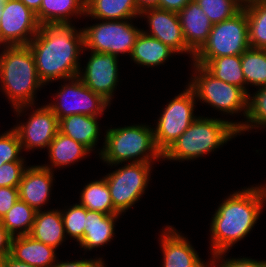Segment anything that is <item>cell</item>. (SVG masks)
Here are the masks:
<instances>
[{
	"instance_id": "ac0fdd59",
	"label": "cell",
	"mask_w": 266,
	"mask_h": 267,
	"mask_svg": "<svg viewBox=\"0 0 266 267\" xmlns=\"http://www.w3.org/2000/svg\"><path fill=\"white\" fill-rule=\"evenodd\" d=\"M187 46L196 53L207 41L213 24L195 0L178 13Z\"/></svg>"
},
{
	"instance_id": "603a6c76",
	"label": "cell",
	"mask_w": 266,
	"mask_h": 267,
	"mask_svg": "<svg viewBox=\"0 0 266 267\" xmlns=\"http://www.w3.org/2000/svg\"><path fill=\"white\" fill-rule=\"evenodd\" d=\"M85 3L86 0H42L36 17L40 25L71 24L72 16H85Z\"/></svg>"
},
{
	"instance_id": "d590c367",
	"label": "cell",
	"mask_w": 266,
	"mask_h": 267,
	"mask_svg": "<svg viewBox=\"0 0 266 267\" xmlns=\"http://www.w3.org/2000/svg\"><path fill=\"white\" fill-rule=\"evenodd\" d=\"M25 161L4 163L0 166V187L18 188L27 166Z\"/></svg>"
},
{
	"instance_id": "836d02e7",
	"label": "cell",
	"mask_w": 266,
	"mask_h": 267,
	"mask_svg": "<svg viewBox=\"0 0 266 267\" xmlns=\"http://www.w3.org/2000/svg\"><path fill=\"white\" fill-rule=\"evenodd\" d=\"M65 235L72 237L78 243L84 237L86 227V208L79 203L61 210Z\"/></svg>"
},
{
	"instance_id": "7a4b0ae2",
	"label": "cell",
	"mask_w": 266,
	"mask_h": 267,
	"mask_svg": "<svg viewBox=\"0 0 266 267\" xmlns=\"http://www.w3.org/2000/svg\"><path fill=\"white\" fill-rule=\"evenodd\" d=\"M266 202L264 185L234 191L218 206L210 225L211 256L227 253L257 223Z\"/></svg>"
},
{
	"instance_id": "74e56055",
	"label": "cell",
	"mask_w": 266,
	"mask_h": 267,
	"mask_svg": "<svg viewBox=\"0 0 266 267\" xmlns=\"http://www.w3.org/2000/svg\"><path fill=\"white\" fill-rule=\"evenodd\" d=\"M19 199L18 188L0 187V220Z\"/></svg>"
},
{
	"instance_id": "7402d4cb",
	"label": "cell",
	"mask_w": 266,
	"mask_h": 267,
	"mask_svg": "<svg viewBox=\"0 0 266 267\" xmlns=\"http://www.w3.org/2000/svg\"><path fill=\"white\" fill-rule=\"evenodd\" d=\"M29 235L33 239L57 249L66 238L61 210L36 211Z\"/></svg>"
},
{
	"instance_id": "2e32d148",
	"label": "cell",
	"mask_w": 266,
	"mask_h": 267,
	"mask_svg": "<svg viewBox=\"0 0 266 267\" xmlns=\"http://www.w3.org/2000/svg\"><path fill=\"white\" fill-rule=\"evenodd\" d=\"M53 172L42 165L28 166L18 186L19 199L35 211L42 210L51 195Z\"/></svg>"
},
{
	"instance_id": "ab89813d",
	"label": "cell",
	"mask_w": 266,
	"mask_h": 267,
	"mask_svg": "<svg viewBox=\"0 0 266 267\" xmlns=\"http://www.w3.org/2000/svg\"><path fill=\"white\" fill-rule=\"evenodd\" d=\"M12 237L0 221V256L10 255Z\"/></svg>"
},
{
	"instance_id": "e575fe53",
	"label": "cell",
	"mask_w": 266,
	"mask_h": 267,
	"mask_svg": "<svg viewBox=\"0 0 266 267\" xmlns=\"http://www.w3.org/2000/svg\"><path fill=\"white\" fill-rule=\"evenodd\" d=\"M20 152L22 153L21 143L14 128L0 134V166L8 162L24 161Z\"/></svg>"
},
{
	"instance_id": "c3c4849f",
	"label": "cell",
	"mask_w": 266,
	"mask_h": 267,
	"mask_svg": "<svg viewBox=\"0 0 266 267\" xmlns=\"http://www.w3.org/2000/svg\"><path fill=\"white\" fill-rule=\"evenodd\" d=\"M1 13H2V6L0 5V17H1Z\"/></svg>"
},
{
	"instance_id": "8fae6325",
	"label": "cell",
	"mask_w": 266,
	"mask_h": 267,
	"mask_svg": "<svg viewBox=\"0 0 266 267\" xmlns=\"http://www.w3.org/2000/svg\"><path fill=\"white\" fill-rule=\"evenodd\" d=\"M59 92L55 93L54 103L47 106L57 116L58 120L74 115L84 114L99 117L110 106L100 94L89 89L78 76L65 80Z\"/></svg>"
},
{
	"instance_id": "5b68a950",
	"label": "cell",
	"mask_w": 266,
	"mask_h": 267,
	"mask_svg": "<svg viewBox=\"0 0 266 267\" xmlns=\"http://www.w3.org/2000/svg\"><path fill=\"white\" fill-rule=\"evenodd\" d=\"M99 157L104 163L119 166L123 162L154 163L163 158L154 141L153 127L132 125L106 130Z\"/></svg>"
},
{
	"instance_id": "bcb514c9",
	"label": "cell",
	"mask_w": 266,
	"mask_h": 267,
	"mask_svg": "<svg viewBox=\"0 0 266 267\" xmlns=\"http://www.w3.org/2000/svg\"><path fill=\"white\" fill-rule=\"evenodd\" d=\"M7 256H0V267H6Z\"/></svg>"
},
{
	"instance_id": "83f0119b",
	"label": "cell",
	"mask_w": 266,
	"mask_h": 267,
	"mask_svg": "<svg viewBox=\"0 0 266 267\" xmlns=\"http://www.w3.org/2000/svg\"><path fill=\"white\" fill-rule=\"evenodd\" d=\"M203 67L215 78L236 85L245 91L241 55L212 58Z\"/></svg>"
},
{
	"instance_id": "ffe728a7",
	"label": "cell",
	"mask_w": 266,
	"mask_h": 267,
	"mask_svg": "<svg viewBox=\"0 0 266 267\" xmlns=\"http://www.w3.org/2000/svg\"><path fill=\"white\" fill-rule=\"evenodd\" d=\"M121 214H104L86 209V227L84 237L79 242L86 251L108 244L114 237L115 222Z\"/></svg>"
},
{
	"instance_id": "d6986e66",
	"label": "cell",
	"mask_w": 266,
	"mask_h": 267,
	"mask_svg": "<svg viewBox=\"0 0 266 267\" xmlns=\"http://www.w3.org/2000/svg\"><path fill=\"white\" fill-rule=\"evenodd\" d=\"M56 249L33 239L30 235L12 237L10 256L16 261L36 267H54Z\"/></svg>"
},
{
	"instance_id": "cb8c5ba5",
	"label": "cell",
	"mask_w": 266,
	"mask_h": 267,
	"mask_svg": "<svg viewBox=\"0 0 266 267\" xmlns=\"http://www.w3.org/2000/svg\"><path fill=\"white\" fill-rule=\"evenodd\" d=\"M91 151L83 144L58 132L48 146L50 165H42L53 171V168H63L85 158Z\"/></svg>"
},
{
	"instance_id": "484cf974",
	"label": "cell",
	"mask_w": 266,
	"mask_h": 267,
	"mask_svg": "<svg viewBox=\"0 0 266 267\" xmlns=\"http://www.w3.org/2000/svg\"><path fill=\"white\" fill-rule=\"evenodd\" d=\"M176 52L160 40L140 32L133 47L130 59L136 64L149 67L164 64Z\"/></svg>"
},
{
	"instance_id": "60d3db41",
	"label": "cell",
	"mask_w": 266,
	"mask_h": 267,
	"mask_svg": "<svg viewBox=\"0 0 266 267\" xmlns=\"http://www.w3.org/2000/svg\"><path fill=\"white\" fill-rule=\"evenodd\" d=\"M191 0H159L158 8L162 10L172 11L178 13Z\"/></svg>"
},
{
	"instance_id": "30bf717a",
	"label": "cell",
	"mask_w": 266,
	"mask_h": 267,
	"mask_svg": "<svg viewBox=\"0 0 266 267\" xmlns=\"http://www.w3.org/2000/svg\"><path fill=\"white\" fill-rule=\"evenodd\" d=\"M153 163H127L104 176L114 209L125 213L140 200L149 184Z\"/></svg>"
},
{
	"instance_id": "d6a6232c",
	"label": "cell",
	"mask_w": 266,
	"mask_h": 267,
	"mask_svg": "<svg viewBox=\"0 0 266 267\" xmlns=\"http://www.w3.org/2000/svg\"><path fill=\"white\" fill-rule=\"evenodd\" d=\"M214 25L237 14L243 4L238 0H195Z\"/></svg>"
},
{
	"instance_id": "5bb4252c",
	"label": "cell",
	"mask_w": 266,
	"mask_h": 267,
	"mask_svg": "<svg viewBox=\"0 0 266 267\" xmlns=\"http://www.w3.org/2000/svg\"><path fill=\"white\" fill-rule=\"evenodd\" d=\"M24 123L17 124L13 128L18 133L22 150H34L47 148L55 135L59 132V120L53 111L43 105L29 115Z\"/></svg>"
},
{
	"instance_id": "4316f807",
	"label": "cell",
	"mask_w": 266,
	"mask_h": 267,
	"mask_svg": "<svg viewBox=\"0 0 266 267\" xmlns=\"http://www.w3.org/2000/svg\"><path fill=\"white\" fill-rule=\"evenodd\" d=\"M80 205L84 206L88 211H97L104 214H119L113 206L109 187L106 179L101 178L89 182L80 193Z\"/></svg>"
},
{
	"instance_id": "7bdbcfd3",
	"label": "cell",
	"mask_w": 266,
	"mask_h": 267,
	"mask_svg": "<svg viewBox=\"0 0 266 267\" xmlns=\"http://www.w3.org/2000/svg\"><path fill=\"white\" fill-rule=\"evenodd\" d=\"M23 2L29 9H31L34 13L39 11L42 0H20Z\"/></svg>"
},
{
	"instance_id": "b9f144b4",
	"label": "cell",
	"mask_w": 266,
	"mask_h": 267,
	"mask_svg": "<svg viewBox=\"0 0 266 267\" xmlns=\"http://www.w3.org/2000/svg\"><path fill=\"white\" fill-rule=\"evenodd\" d=\"M159 0H135L136 6L140 12L150 8H158Z\"/></svg>"
},
{
	"instance_id": "3957f363",
	"label": "cell",
	"mask_w": 266,
	"mask_h": 267,
	"mask_svg": "<svg viewBox=\"0 0 266 267\" xmlns=\"http://www.w3.org/2000/svg\"><path fill=\"white\" fill-rule=\"evenodd\" d=\"M0 53V89L11 102L17 116L34 106L35 95L44 84L38 77L28 45L3 46Z\"/></svg>"
},
{
	"instance_id": "8d00e7d4",
	"label": "cell",
	"mask_w": 266,
	"mask_h": 267,
	"mask_svg": "<svg viewBox=\"0 0 266 267\" xmlns=\"http://www.w3.org/2000/svg\"><path fill=\"white\" fill-rule=\"evenodd\" d=\"M225 256L226 252L214 256L215 265H217V267H266V260L258 261L247 257L224 259Z\"/></svg>"
},
{
	"instance_id": "ba28073f",
	"label": "cell",
	"mask_w": 266,
	"mask_h": 267,
	"mask_svg": "<svg viewBox=\"0 0 266 267\" xmlns=\"http://www.w3.org/2000/svg\"><path fill=\"white\" fill-rule=\"evenodd\" d=\"M101 20L102 22L82 28L84 50L107 53L119 57L120 54L132 53L133 47L142 31L131 21ZM130 21V22H129Z\"/></svg>"
},
{
	"instance_id": "7c38bea8",
	"label": "cell",
	"mask_w": 266,
	"mask_h": 267,
	"mask_svg": "<svg viewBox=\"0 0 266 267\" xmlns=\"http://www.w3.org/2000/svg\"><path fill=\"white\" fill-rule=\"evenodd\" d=\"M40 24L36 13L20 0L2 5L0 17V47L25 46L38 33Z\"/></svg>"
},
{
	"instance_id": "1f68e13d",
	"label": "cell",
	"mask_w": 266,
	"mask_h": 267,
	"mask_svg": "<svg viewBox=\"0 0 266 267\" xmlns=\"http://www.w3.org/2000/svg\"><path fill=\"white\" fill-rule=\"evenodd\" d=\"M252 95V96H251ZM247 121L238 122V134L266 127V86L259 87L254 94H248Z\"/></svg>"
},
{
	"instance_id": "52a82bcc",
	"label": "cell",
	"mask_w": 266,
	"mask_h": 267,
	"mask_svg": "<svg viewBox=\"0 0 266 267\" xmlns=\"http://www.w3.org/2000/svg\"><path fill=\"white\" fill-rule=\"evenodd\" d=\"M248 22L244 7L233 17L214 24L207 41L194 54V63L204 66L212 58L241 55L248 48Z\"/></svg>"
},
{
	"instance_id": "44dd1931",
	"label": "cell",
	"mask_w": 266,
	"mask_h": 267,
	"mask_svg": "<svg viewBox=\"0 0 266 267\" xmlns=\"http://www.w3.org/2000/svg\"><path fill=\"white\" fill-rule=\"evenodd\" d=\"M98 117L74 114L59 120V132L93 151L99 140Z\"/></svg>"
},
{
	"instance_id": "277c9868",
	"label": "cell",
	"mask_w": 266,
	"mask_h": 267,
	"mask_svg": "<svg viewBox=\"0 0 266 267\" xmlns=\"http://www.w3.org/2000/svg\"><path fill=\"white\" fill-rule=\"evenodd\" d=\"M236 135H239L238 122L199 116L163 153V160L197 159L214 152Z\"/></svg>"
},
{
	"instance_id": "d4e9b609",
	"label": "cell",
	"mask_w": 266,
	"mask_h": 267,
	"mask_svg": "<svg viewBox=\"0 0 266 267\" xmlns=\"http://www.w3.org/2000/svg\"><path fill=\"white\" fill-rule=\"evenodd\" d=\"M135 0H86L85 15L100 20H126L140 16Z\"/></svg>"
},
{
	"instance_id": "f546056e",
	"label": "cell",
	"mask_w": 266,
	"mask_h": 267,
	"mask_svg": "<svg viewBox=\"0 0 266 267\" xmlns=\"http://www.w3.org/2000/svg\"><path fill=\"white\" fill-rule=\"evenodd\" d=\"M241 66L245 78V92L249 94L246 85L266 86V49L249 47L241 54Z\"/></svg>"
},
{
	"instance_id": "f35d334b",
	"label": "cell",
	"mask_w": 266,
	"mask_h": 267,
	"mask_svg": "<svg viewBox=\"0 0 266 267\" xmlns=\"http://www.w3.org/2000/svg\"><path fill=\"white\" fill-rule=\"evenodd\" d=\"M103 258H95V259H82L76 261H67L61 262L57 260V263L54 267H106V264L102 260ZM105 265V266H104Z\"/></svg>"
},
{
	"instance_id": "9a60e30c",
	"label": "cell",
	"mask_w": 266,
	"mask_h": 267,
	"mask_svg": "<svg viewBox=\"0 0 266 267\" xmlns=\"http://www.w3.org/2000/svg\"><path fill=\"white\" fill-rule=\"evenodd\" d=\"M140 17H146L149 23L148 32L142 30L145 34L160 40L168 45L177 54L187 53L193 60L194 52L187 46L179 17L176 12L162 10L159 8H150L143 10Z\"/></svg>"
},
{
	"instance_id": "9c48e42d",
	"label": "cell",
	"mask_w": 266,
	"mask_h": 267,
	"mask_svg": "<svg viewBox=\"0 0 266 267\" xmlns=\"http://www.w3.org/2000/svg\"><path fill=\"white\" fill-rule=\"evenodd\" d=\"M196 97L193 90L186 88L175 96L163 109L153 128L157 149L163 154L197 118L194 113Z\"/></svg>"
},
{
	"instance_id": "8992f818",
	"label": "cell",
	"mask_w": 266,
	"mask_h": 267,
	"mask_svg": "<svg viewBox=\"0 0 266 267\" xmlns=\"http://www.w3.org/2000/svg\"><path fill=\"white\" fill-rule=\"evenodd\" d=\"M192 63L194 73L188 86L193 90L196 100L208 103L207 105L225 114L235 115L242 112L246 118L248 94L236 85L215 78L203 66Z\"/></svg>"
},
{
	"instance_id": "ee69618b",
	"label": "cell",
	"mask_w": 266,
	"mask_h": 267,
	"mask_svg": "<svg viewBox=\"0 0 266 267\" xmlns=\"http://www.w3.org/2000/svg\"><path fill=\"white\" fill-rule=\"evenodd\" d=\"M6 267H36L27 263L19 262L13 259L10 255L7 256Z\"/></svg>"
},
{
	"instance_id": "e0dca14e",
	"label": "cell",
	"mask_w": 266,
	"mask_h": 267,
	"mask_svg": "<svg viewBox=\"0 0 266 267\" xmlns=\"http://www.w3.org/2000/svg\"><path fill=\"white\" fill-rule=\"evenodd\" d=\"M160 235L163 267H195L200 261L198 253L188 238L172 226L164 227Z\"/></svg>"
},
{
	"instance_id": "4dcf8cb0",
	"label": "cell",
	"mask_w": 266,
	"mask_h": 267,
	"mask_svg": "<svg viewBox=\"0 0 266 267\" xmlns=\"http://www.w3.org/2000/svg\"><path fill=\"white\" fill-rule=\"evenodd\" d=\"M35 214L36 211L31 206L18 199L0 221L13 237L29 235Z\"/></svg>"
},
{
	"instance_id": "4fadbf2b",
	"label": "cell",
	"mask_w": 266,
	"mask_h": 267,
	"mask_svg": "<svg viewBox=\"0 0 266 267\" xmlns=\"http://www.w3.org/2000/svg\"><path fill=\"white\" fill-rule=\"evenodd\" d=\"M85 70L79 71L80 80L94 93L100 94L110 104L118 80V58L107 53L91 51Z\"/></svg>"
},
{
	"instance_id": "f6af8a7d",
	"label": "cell",
	"mask_w": 266,
	"mask_h": 267,
	"mask_svg": "<svg viewBox=\"0 0 266 267\" xmlns=\"http://www.w3.org/2000/svg\"><path fill=\"white\" fill-rule=\"evenodd\" d=\"M209 260L210 262L206 263L201 260L195 267H216L214 256H212V259Z\"/></svg>"
},
{
	"instance_id": "7dc6e473",
	"label": "cell",
	"mask_w": 266,
	"mask_h": 267,
	"mask_svg": "<svg viewBox=\"0 0 266 267\" xmlns=\"http://www.w3.org/2000/svg\"><path fill=\"white\" fill-rule=\"evenodd\" d=\"M238 1L244 5V4L253 2L254 0H238Z\"/></svg>"
},
{
	"instance_id": "6da1fadb",
	"label": "cell",
	"mask_w": 266,
	"mask_h": 267,
	"mask_svg": "<svg viewBox=\"0 0 266 267\" xmlns=\"http://www.w3.org/2000/svg\"><path fill=\"white\" fill-rule=\"evenodd\" d=\"M76 29L72 23L40 25L28 44L44 85L78 76L80 54L85 50L82 28Z\"/></svg>"
},
{
	"instance_id": "f1b7e54d",
	"label": "cell",
	"mask_w": 266,
	"mask_h": 267,
	"mask_svg": "<svg viewBox=\"0 0 266 267\" xmlns=\"http://www.w3.org/2000/svg\"><path fill=\"white\" fill-rule=\"evenodd\" d=\"M243 7L247 15L250 47L266 49V0H254Z\"/></svg>"
}]
</instances>
